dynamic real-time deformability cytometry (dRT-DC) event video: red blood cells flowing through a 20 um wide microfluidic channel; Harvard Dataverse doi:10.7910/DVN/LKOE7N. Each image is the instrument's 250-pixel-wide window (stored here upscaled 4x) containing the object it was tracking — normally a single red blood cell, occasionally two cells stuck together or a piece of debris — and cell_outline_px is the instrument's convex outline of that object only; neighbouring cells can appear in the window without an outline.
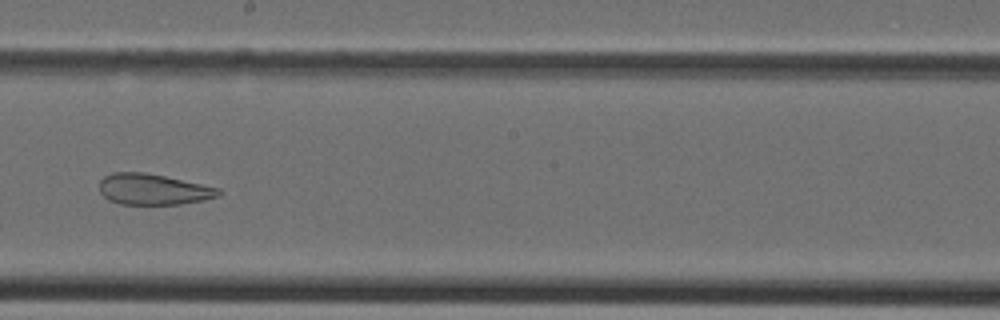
{"species": "Egyptian fruit bat (a non-hibernating species)", "species_latin": "Rousettus aegyptiacus", "temperature_condition": "cold", "stored_images_in_passage": 38, "camera_frame_rate_fps": 3000, "um_per_image_px": 0.085, "animal": {"sex": "female"}, "frame": {"image": 1, "passage_image": 22, "time_ms": 7.0, "image_size_px": [1000, 320], "cell_outline_px": [[220, 192], [216, 196], [204, 200], [180, 204], [120, 204], [108, 200], [100, 192], [100, 180], [104, 176], [112, 172], [144, 172], [164, 176], [220, 188]], "centroid_in_image_um": [12.98, 16.09], "position_along_channel_um": 235.2, "area_um2": 21.33}}
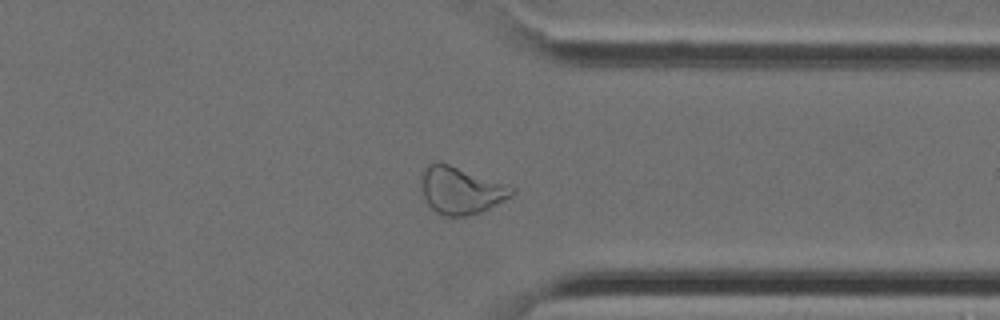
{"frame": {"image": 2, "passage_image": 30, "time_ms": 9.667, "image_size_px": [1000, 320], "cell_outline_px": [[516, 192], [512, 196], [480, 212], [464, 216], [444, 216], [436, 212], [428, 204], [420, 188], [420, 176], [424, 168], [428, 164], [448, 164], [508, 184], [516, 188]], "centroid_in_image_um": [39.18, 16.19], "position_along_channel_um": 372.2, "area_um2": 24.8}}
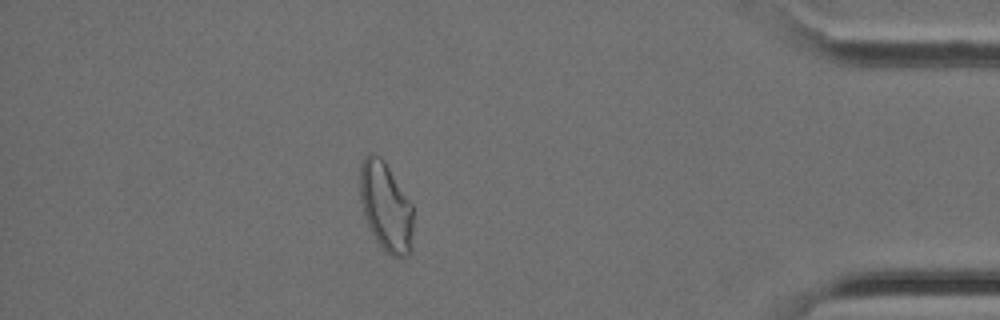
{"frame": {"image": 3, "passage_image": 34, "time_ms": 11.0, "image_size_px": [1000, 320], "cell_outline_px": [[412, 232], [408, 256], [392, 256], [376, 240], [364, 216], [360, 200], [360, 164], [364, 156], [368, 152], [372, 152], [380, 156], [384, 160], [412, 204]], "centroid_in_image_um": [32.76, 17.49], "position_along_channel_um": 402.4, "area_um2": 27.34}}